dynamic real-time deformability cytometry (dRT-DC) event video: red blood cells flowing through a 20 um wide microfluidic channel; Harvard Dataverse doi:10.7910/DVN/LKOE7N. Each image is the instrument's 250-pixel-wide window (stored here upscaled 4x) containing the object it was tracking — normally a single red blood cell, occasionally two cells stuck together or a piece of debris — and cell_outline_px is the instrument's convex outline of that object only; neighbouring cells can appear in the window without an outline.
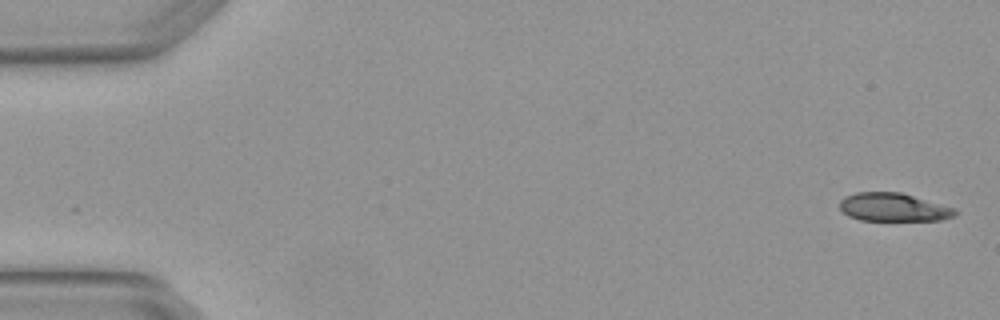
{"species": "Egyptian fruit bat (a non-hibernating species)", "species_latin": "Rousettus aegyptiacus", "temperature_condition": "warm", "stored_images_in_passage": 6, "camera_frame_rate_fps": 3000, "um_per_image_px": 0.085, "animal": {"sex": "female"}, "frame": {"image": 1, "passage_image": 1, "time_ms": 0.0, "image_size_px": [1000, 320], "cell_outline_px": [[960, 212], [956, 216], [940, 220], [860, 220], [848, 216], [840, 208], [840, 200], [844, 196], [856, 192], [900, 192], [956, 208]], "centroid_in_image_um": [75.97, 17.61], "position_along_channel_um": 9.0, "area_um2": 19.13}}
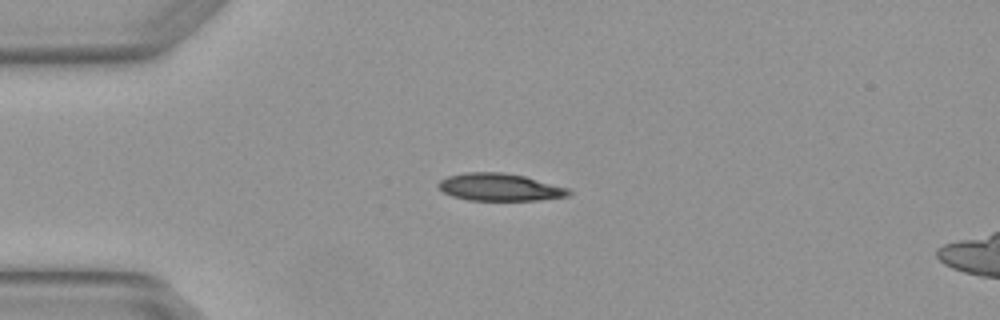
{"frame": {"image": 2, "passage_image": 4, "time_ms": 1.0, "image_size_px": [1000, 320], "cell_outline_px": [[572, 192], [568, 196], [540, 200], [468, 200], [452, 196], [444, 192], [436, 184], [440, 180], [448, 176], [464, 172], [504, 172], [524, 176], [568, 188]], "centroid_in_image_um": [42.46, 15.9], "position_along_channel_um": 42.5, "area_um2": 20.81}}
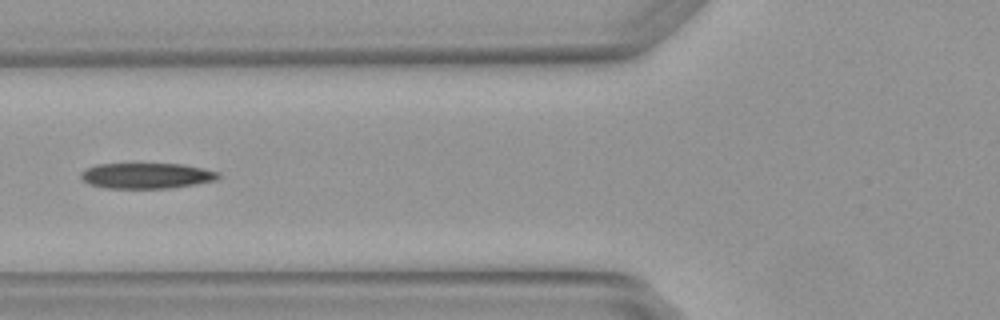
{"frame": {"image": 3, "passage_image": 6, "time_ms": 1.667, "image_size_px": [1000, 320], "cell_outline_px": [[220, 176], [216, 180], [196, 184], [172, 188], [104, 188], [88, 184], [80, 176], [80, 172], [96, 164], [184, 164], [220, 172]], "centroid_in_image_um": [12.47, 14.94], "position_along_channel_um": 113.3, "area_um2": 20.58}}